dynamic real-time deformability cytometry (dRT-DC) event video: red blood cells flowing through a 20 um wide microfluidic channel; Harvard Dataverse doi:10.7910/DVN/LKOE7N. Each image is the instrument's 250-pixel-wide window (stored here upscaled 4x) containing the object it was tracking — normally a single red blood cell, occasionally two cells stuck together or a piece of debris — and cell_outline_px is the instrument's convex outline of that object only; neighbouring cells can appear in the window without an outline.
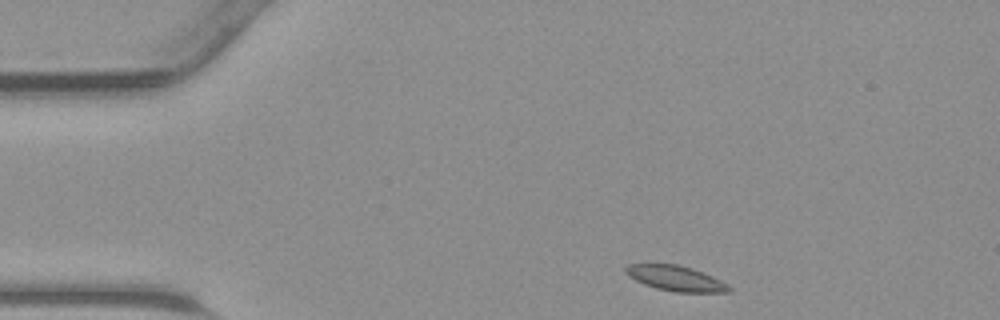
{"species": "common noctule bat (a hibernating species)", "species_latin": "Nyctalus noctula", "temperature_condition": "warm", "stored_images_in_passage": 39, "camera_frame_rate_fps": 3000, "um_per_image_px": 0.085, "animal": {"sex": "male", "body_mass_g": 23.1, "forearm_length_mm": 52.7}, "frame": {"image": 1, "passage_image": 1, "time_ms": 0.0, "image_size_px": [1000, 320], "cell_outline_px": [[732, 292], [676, 292], [656, 288], [644, 284], [628, 276], [624, 272], [624, 268], [628, 264], [648, 260], [676, 264], [692, 268], [712, 276], [728, 284], [732, 288]], "centroid_in_image_um": [57.34, 23.6], "position_along_channel_um": 27.7, "area_um2": 15.9}}
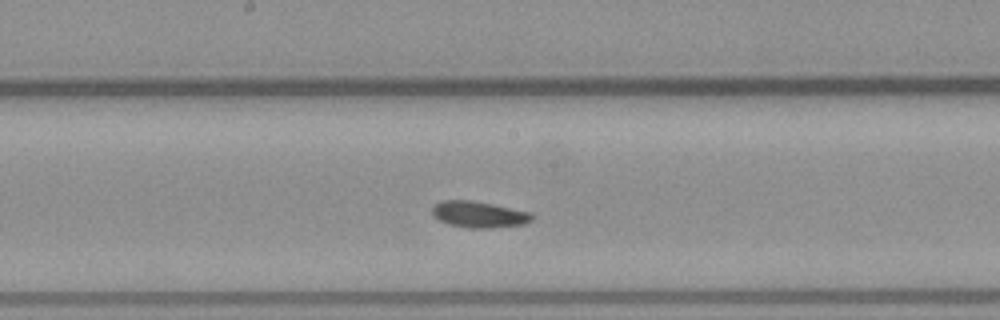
{"frame": {"image": 2, "passage_image": 17, "time_ms": 5.333, "image_size_px": [1000, 320], "cell_outline_px": [[532, 220], [524, 224], [492, 228], [468, 228], [448, 224], [432, 216], [432, 208], [440, 200], [472, 200], [532, 212]], "centroid_in_image_um": [40.7, 18.23], "position_along_channel_um": 207.5, "area_um2": 15.37}}
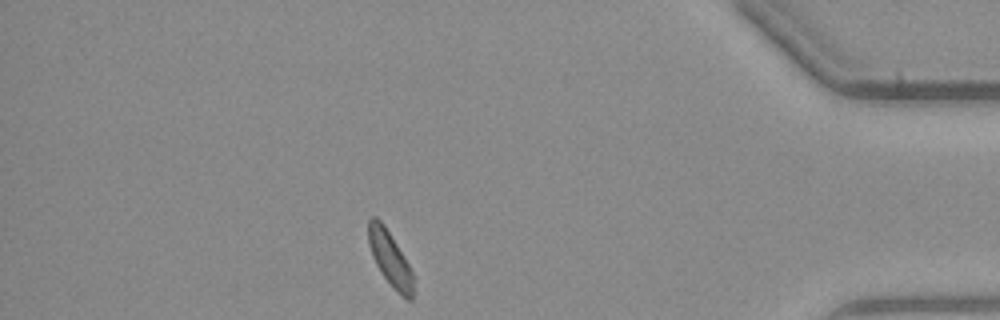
{"frame": {"image": 3, "passage_image": 33, "time_ms": 10.667, "image_size_px": [1000, 320], "cell_outline_px": [[412, 300], [408, 300], [380, 272], [372, 256], [368, 244], [368, 220], [372, 216], [376, 216], [384, 224], [404, 256], [412, 272]], "centroid_in_image_um": [33.1, 21.88], "position_along_channel_um": 402.1, "area_um2": 13.81}}